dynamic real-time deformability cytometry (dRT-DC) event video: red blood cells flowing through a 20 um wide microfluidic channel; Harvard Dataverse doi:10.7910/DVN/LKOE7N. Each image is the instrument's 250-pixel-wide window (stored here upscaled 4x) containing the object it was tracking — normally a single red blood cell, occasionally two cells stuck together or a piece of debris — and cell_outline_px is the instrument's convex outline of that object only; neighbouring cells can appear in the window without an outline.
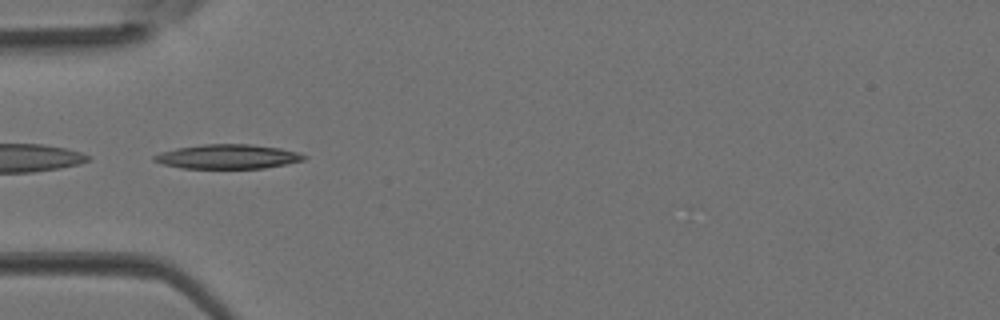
{"species": "Egyptian fruit bat (a non-hibernating species)", "species_latin": "Rousettus aegyptiacus", "temperature_condition": "room temperature", "stored_images_in_passage": 2, "camera_frame_rate_fps": 3000, "um_per_image_px": 0.085, "animal": {"sex": "female"}, "frame": {"image": 1, "passage_image": 2, "time_ms": 0.333, "image_size_px": [1000, 320], "cell_outline_px": [[308, 156], [304, 160], [264, 168], [180, 168], [164, 164], [152, 160], [152, 156], [160, 152], [176, 148], [204, 144], [252, 144], [280, 148], [300, 152]], "centroid_in_image_um": [19.36, 13.3], "position_along_channel_um": 65.6, "area_um2": 21.33}}